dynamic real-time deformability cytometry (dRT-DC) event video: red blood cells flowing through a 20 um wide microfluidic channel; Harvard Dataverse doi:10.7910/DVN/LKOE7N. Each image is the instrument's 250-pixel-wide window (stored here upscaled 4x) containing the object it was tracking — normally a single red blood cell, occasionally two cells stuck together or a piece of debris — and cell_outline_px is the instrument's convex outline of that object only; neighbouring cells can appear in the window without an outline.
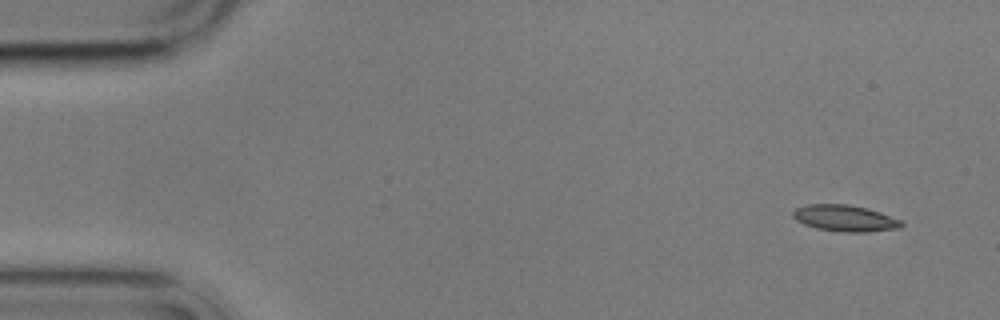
{"species": "common noctule bat (a hibernating species)", "species_latin": "Nyctalus noctula", "temperature_condition": "cold", "stored_images_in_passage": 5, "camera_frame_rate_fps": 3000, "um_per_image_px": 0.085, "animal": {"sex": "male", "body_mass_g": 17.9}, "frame": {"image": 1, "passage_image": 1, "time_ms": 0.0, "image_size_px": [1000, 320], "cell_outline_px": [[904, 224], [900, 228], [868, 232], [844, 232], [816, 228], [804, 224], [796, 220], [792, 216], [792, 212], [796, 208], [808, 204], [848, 204], [868, 208], [880, 212], [900, 220]], "centroid_in_image_um": [71.81, 18.55], "position_along_channel_um": 13.2, "area_um2": 16.7}}
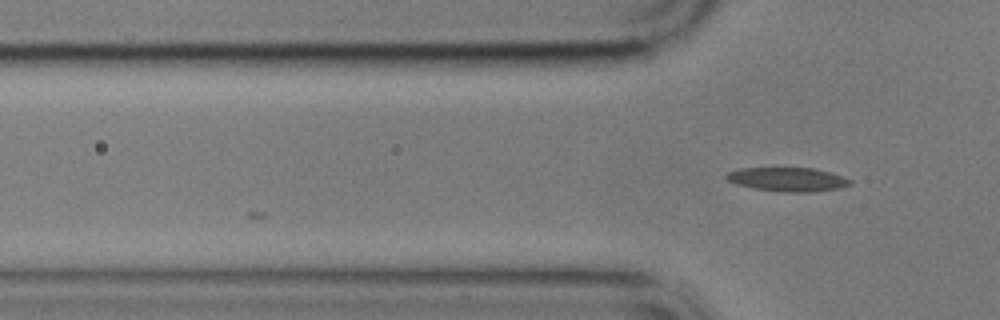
{"frame": {"image": 2, "passage_image": 5, "time_ms": 4.333, "image_size_px": [1000, 320], "cell_outline_px": [[852, 184], [840, 188], [812, 192], [784, 192], [752, 188], [736, 184], [728, 180], [724, 176], [728, 172], [740, 168], [816, 168], [852, 180]], "centroid_in_image_um": [66.94, 15.25], "position_along_channel_um": 58.9, "area_um2": 17.22}}